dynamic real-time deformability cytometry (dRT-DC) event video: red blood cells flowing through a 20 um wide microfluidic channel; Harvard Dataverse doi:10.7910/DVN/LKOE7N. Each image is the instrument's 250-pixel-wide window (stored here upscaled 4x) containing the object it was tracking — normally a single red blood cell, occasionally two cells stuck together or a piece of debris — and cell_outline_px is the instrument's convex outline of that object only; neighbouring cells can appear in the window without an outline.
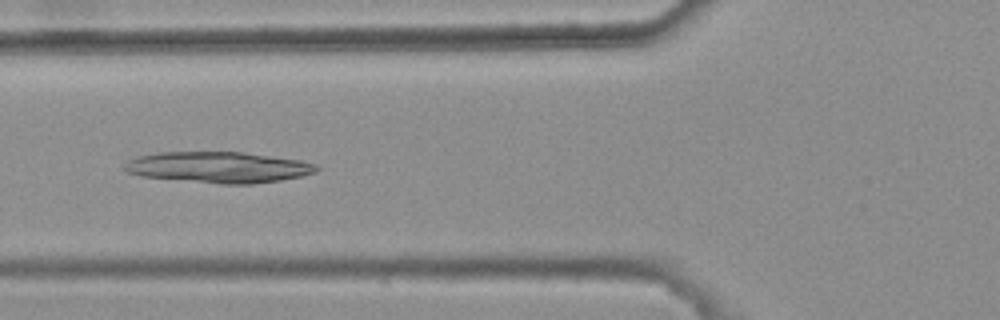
{"species": "common noctule bat (a hibernating species)", "species_latin": "Nyctalus noctula", "temperature_condition": "warm", "stored_images_in_passage": 7, "camera_frame_rate_fps": 3000, "um_per_image_px": 0.085, "animal": {"sex": "female", "body_mass_g": 25.1}, "frame": {"image": 1, "passage_image": 4, "time_ms": 1.0, "image_size_px": [1000, 320], "cell_outline_px": [[320, 168], [316, 172], [300, 176], [280, 180], [252, 184], [220, 184], [144, 176], [128, 172], [124, 168], [124, 164], [128, 160], [140, 156], [156, 152], [244, 152], [300, 160], [316, 164]], "centroid_in_image_um": [18.61, 14.21], "position_along_channel_um": 107.2, "area_um2": 34.51}}
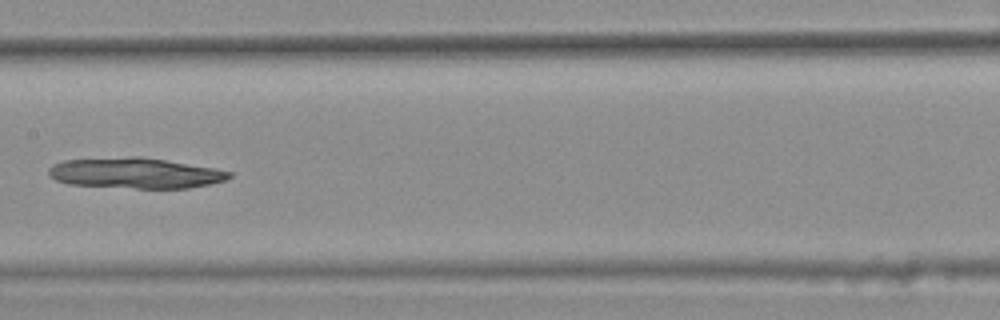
{"frame": {"image": 2, "passage_image": 6, "time_ms": 1.667, "image_size_px": [1000, 320], "cell_outline_px": [[232, 176], [224, 180], [208, 184], [188, 188], [136, 188], [68, 184], [56, 180], [48, 176], [48, 168], [52, 164], [64, 160], [132, 156], [140, 156], [216, 168], [232, 172]], "centroid_in_image_um": [11.47, 14.7], "position_along_channel_um": 195.9, "area_um2": 32.19}}
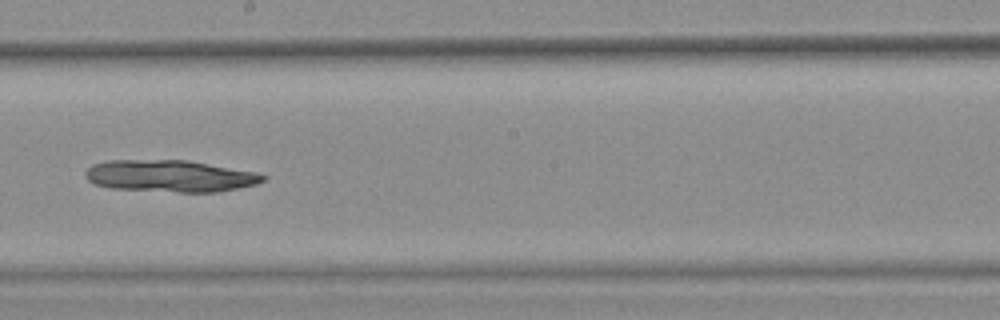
{"frame": {"image": 3, "passage_image": 7, "time_ms": 2.0, "image_size_px": [1000, 320], "cell_outline_px": [[268, 176], [264, 180], [256, 184], [216, 192], [180, 192], [108, 188], [96, 184], [88, 180], [84, 176], [84, 172], [92, 164], [108, 160], [188, 160], [256, 172]], "centroid_in_image_um": [14.43, 14.95], "position_along_channel_um": 233.8, "area_um2": 33.0}}